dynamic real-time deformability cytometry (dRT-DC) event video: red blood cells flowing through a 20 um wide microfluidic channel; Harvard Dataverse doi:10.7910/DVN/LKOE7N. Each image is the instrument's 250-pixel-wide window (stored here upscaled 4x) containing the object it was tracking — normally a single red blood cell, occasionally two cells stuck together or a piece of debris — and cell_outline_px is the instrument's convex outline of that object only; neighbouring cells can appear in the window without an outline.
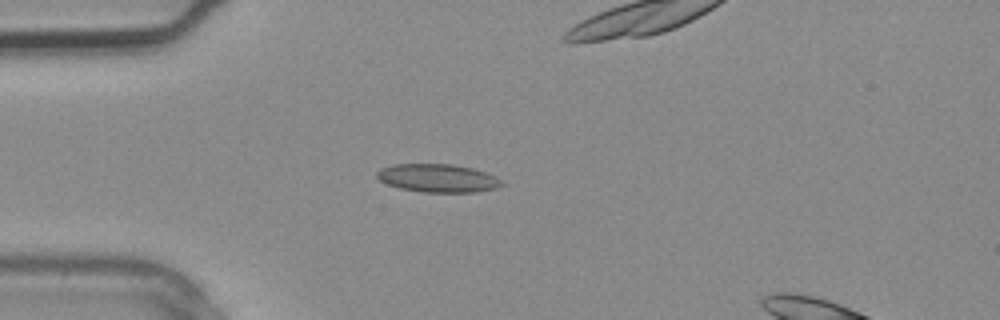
{"species": "common noctule bat (a hibernating species)", "species_latin": "Nyctalus noctula", "temperature_condition": "warm", "stored_images_in_passage": 4, "camera_frame_rate_fps": 3000, "um_per_image_px": 0.085, "animal": {"sex": "male", "body_mass_g": 20.4}, "frame": {"image": 1, "passage_image": 3, "time_ms": 0.667, "image_size_px": [1000, 320], "cell_outline_px": [[504, 184], [496, 188], [476, 192], [424, 192], [400, 188], [388, 184], [380, 180], [376, 176], [376, 172], [380, 168], [392, 164], [452, 164], [472, 168], [496, 176]], "centroid_in_image_um": [37.2, 15.13], "position_along_channel_um": 47.8, "area_um2": 20.46}}